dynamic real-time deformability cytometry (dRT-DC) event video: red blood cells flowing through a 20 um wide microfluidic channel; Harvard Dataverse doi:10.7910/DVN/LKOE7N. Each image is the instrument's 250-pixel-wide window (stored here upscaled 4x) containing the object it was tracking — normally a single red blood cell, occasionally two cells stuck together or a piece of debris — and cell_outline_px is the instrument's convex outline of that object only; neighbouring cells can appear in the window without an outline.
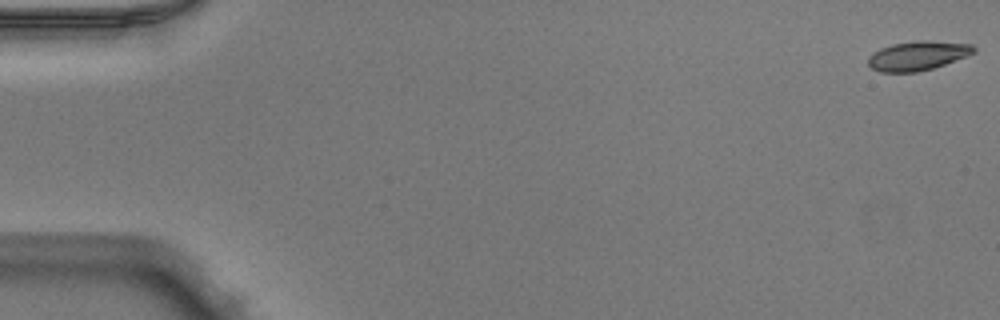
{"species": "Egyptian fruit bat (a non-hibernating species)", "species_latin": "Rousettus aegyptiacus", "temperature_condition": "warm", "stored_images_in_passage": 46, "camera_frame_rate_fps": 3000, "um_per_image_px": 0.085, "animal": {"sex": "male"}, "frame": {"image": 1, "passage_image": 1, "time_ms": 0.0, "image_size_px": [1000, 320], "cell_outline_px": [[976, 52], [968, 56], [932, 68], [916, 72], [880, 72], [872, 68], [868, 64], [868, 56], [872, 52], [880, 48], [892, 44], [916, 40], [928, 40], [972, 44], [976, 48]], "centroid_in_image_um": [78.01, 4.72], "position_along_channel_um": 7.0, "area_um2": 18.15}}
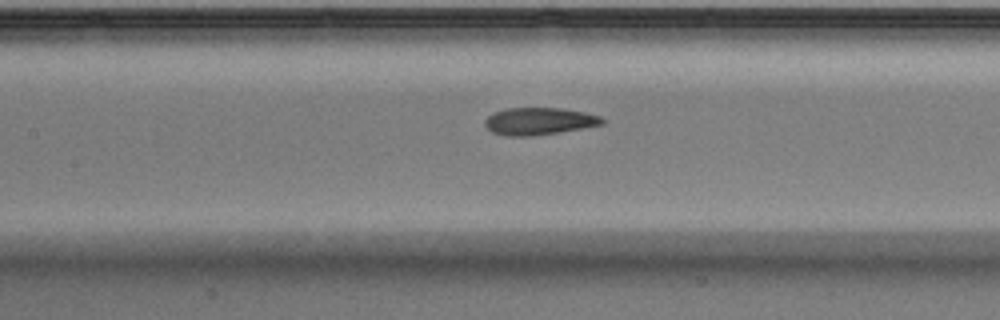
{"frame": {"image": 2, "passage_image": 24, "time_ms": 7.667, "image_size_px": [1000, 320], "cell_outline_px": [[604, 124], [560, 132], [532, 136], [504, 136], [492, 132], [484, 124], [484, 120], [492, 112], [508, 108], [560, 108], [584, 112], [600, 116], [604, 120]], "centroid_in_image_um": [45.79, 10.3], "position_along_channel_um": 161.6, "area_um2": 18.67}}
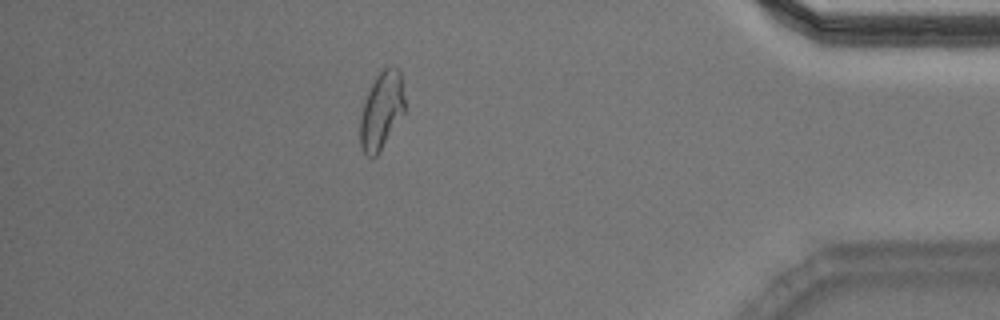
{"frame": {"image": 3, "passage_image": 45, "time_ms": 14.667, "image_size_px": [1000, 320], "cell_outline_px": [[404, 112], [376, 156], [368, 156], [364, 152], [360, 144], [360, 120], [364, 100], [376, 76], [388, 64], [392, 64], [400, 68], [404, 96]], "centroid_in_image_um": [32.43, 9.32], "position_along_channel_um": 402.8, "area_um2": 19.94}}